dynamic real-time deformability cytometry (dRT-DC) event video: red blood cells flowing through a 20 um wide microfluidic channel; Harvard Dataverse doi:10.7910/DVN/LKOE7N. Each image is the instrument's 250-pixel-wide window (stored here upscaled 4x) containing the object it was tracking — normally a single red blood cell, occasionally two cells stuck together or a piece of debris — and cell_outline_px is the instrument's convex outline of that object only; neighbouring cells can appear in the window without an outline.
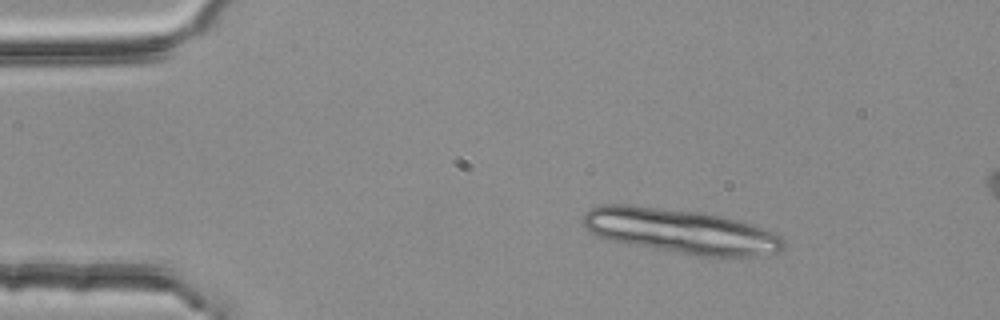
{"species": "common noctule bat (a hibernating species)", "species_latin": "Nyctalus noctula", "temperature_condition": "room temperature", "stored_images_in_passage": 3, "camera_frame_rate_fps": 3000, "um_per_image_px": 0.085, "animal": {"sex": "female", "body_mass_g": 25.1}, "frame": {"image": 1, "passage_image": 1, "time_ms": 0.0, "image_size_px": [1000, 320], "cell_outline_px": [[784, 248], [780, 252], [760, 256], [696, 256], [628, 244], [596, 236], [584, 224], [584, 212], [592, 208], [604, 204], [632, 204], [704, 212], [740, 220], [776, 232], [784, 240]], "centroid_in_image_um": [57.92, 19.64], "position_along_channel_um": 27.1, "area_um2": 52.48}}